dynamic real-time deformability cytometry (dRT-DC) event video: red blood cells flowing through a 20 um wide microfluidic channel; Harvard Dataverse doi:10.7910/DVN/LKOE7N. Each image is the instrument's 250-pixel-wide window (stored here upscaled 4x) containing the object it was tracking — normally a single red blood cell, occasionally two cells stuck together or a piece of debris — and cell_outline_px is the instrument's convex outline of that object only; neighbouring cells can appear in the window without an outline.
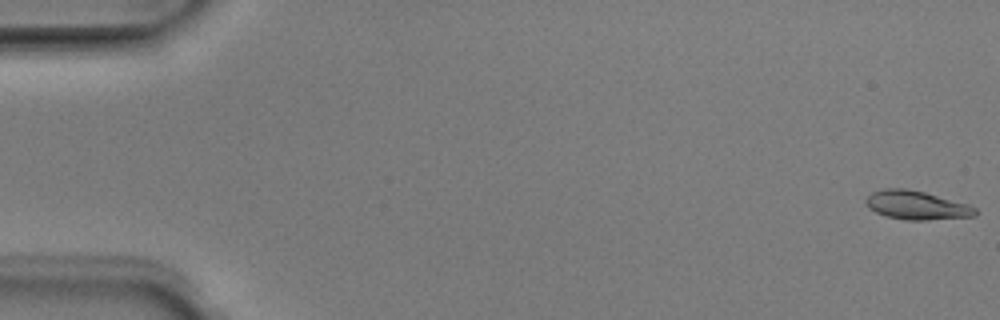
{"species": "Egyptian fruit bat (a non-hibernating species)", "species_latin": "Rousettus aegyptiacus", "temperature_condition": "room temperature", "stored_images_in_passage": 5, "camera_frame_rate_fps": 3000, "um_per_image_px": 0.085, "animal": {"sex": "male"}, "frame": {"image": 1, "passage_image": 1, "time_ms": 0.0, "image_size_px": [1000, 320], "cell_outline_px": [[980, 212], [976, 216], [928, 220], [904, 220], [888, 216], [876, 212], [868, 208], [864, 200], [872, 192], [884, 188], [904, 188], [924, 192], [968, 204], [976, 208]], "centroid_in_image_um": [77.92, 17.45], "position_along_channel_um": 7.1, "area_um2": 18.38}}
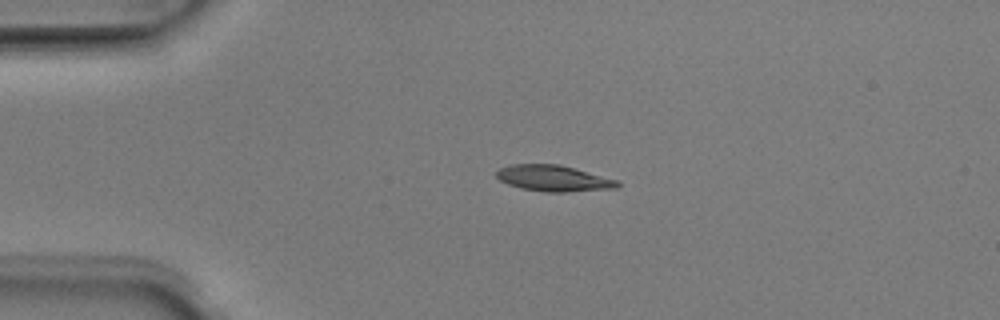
{"frame": {"image": 2, "passage_image": 4, "time_ms": 1.0, "image_size_px": [1000, 320], "cell_outline_px": [[620, 184], [616, 188], [568, 192], [544, 192], [520, 188], [508, 184], [500, 180], [496, 176], [496, 172], [500, 168], [508, 164], [560, 164], [620, 180]], "centroid_in_image_um": [47.07, 15.15], "position_along_channel_um": 37.9, "area_um2": 18.61}}